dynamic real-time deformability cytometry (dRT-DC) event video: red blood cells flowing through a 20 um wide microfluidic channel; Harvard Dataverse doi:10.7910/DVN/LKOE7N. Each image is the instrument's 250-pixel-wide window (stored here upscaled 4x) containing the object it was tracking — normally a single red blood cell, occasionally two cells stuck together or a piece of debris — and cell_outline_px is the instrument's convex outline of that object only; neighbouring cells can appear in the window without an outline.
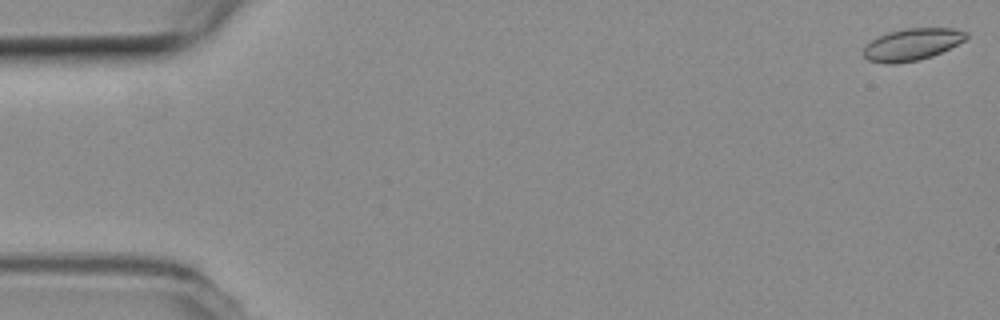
{"species": "common noctule bat (a hibernating species)", "species_latin": "Nyctalus noctula", "temperature_condition": "room temperature", "stored_images_in_passage": 16, "camera_frame_rate_fps": 3000, "um_per_image_px": 0.085, "animal": {"sex": "female", "body_mass_g": 19.3, "forearm_length_mm": 54.1}, "frame": {"image": 1, "passage_image": 1, "time_ms": 0.0, "image_size_px": [1000, 320], "cell_outline_px": [[968, 36], [964, 40], [932, 56], [916, 60], [892, 64], [888, 64], [868, 60], [864, 56], [864, 44], [888, 32], [904, 28], [952, 28], [968, 32]], "centroid_in_image_um": [77.5, 3.76], "position_along_channel_um": 7.5, "area_um2": 18.9}}
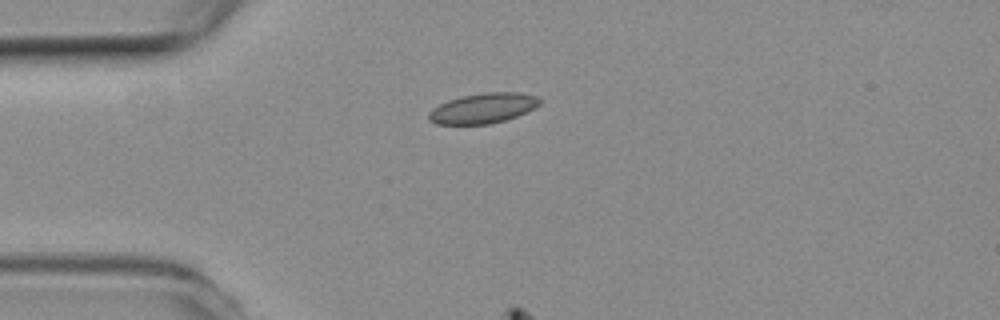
{"frame": {"image": 2, "passage_image": 14, "time_ms": 4.333, "image_size_px": [1000, 320], "cell_outline_px": [[540, 104], [516, 116], [504, 120], [488, 124], [436, 124], [428, 120], [428, 112], [432, 108], [448, 100], [460, 96], [484, 92], [520, 92], [536, 96], [540, 100]], "centroid_in_image_um": [41.01, 9.19], "position_along_channel_um": 44.0, "area_um2": 19.42}}